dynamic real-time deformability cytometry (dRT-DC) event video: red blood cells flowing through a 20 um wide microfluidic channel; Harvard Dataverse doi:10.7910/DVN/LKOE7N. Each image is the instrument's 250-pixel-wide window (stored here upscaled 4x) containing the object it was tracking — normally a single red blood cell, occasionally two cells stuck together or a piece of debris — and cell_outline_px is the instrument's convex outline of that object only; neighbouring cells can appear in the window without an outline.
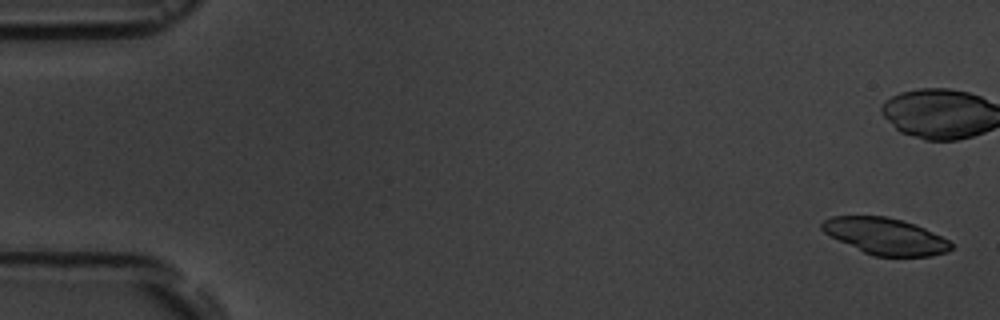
{"species": "common noctule bat (a hibernating species)", "species_latin": "Nyctalus noctula", "temperature_condition": "room temperature", "stored_images_in_passage": 4, "camera_frame_rate_fps": 3000, "um_per_image_px": 0.085, "animal": {"sex": "male", "body_mass_g": 19.5, "forearm_length_mm": 54.6}, "frame": {"image": 1, "passage_image": 1, "time_ms": 0.0, "image_size_px": [1000, 320], "cell_outline_px": [[952, 248], [948, 252], [928, 256], [872, 256], [824, 232], [820, 228], [820, 224], [824, 220], [832, 216], [888, 216], [916, 224], [948, 240], [952, 244]], "centroid_in_image_um": [75.26, 20.07], "position_along_channel_um": 9.7, "area_um2": 27.22}}